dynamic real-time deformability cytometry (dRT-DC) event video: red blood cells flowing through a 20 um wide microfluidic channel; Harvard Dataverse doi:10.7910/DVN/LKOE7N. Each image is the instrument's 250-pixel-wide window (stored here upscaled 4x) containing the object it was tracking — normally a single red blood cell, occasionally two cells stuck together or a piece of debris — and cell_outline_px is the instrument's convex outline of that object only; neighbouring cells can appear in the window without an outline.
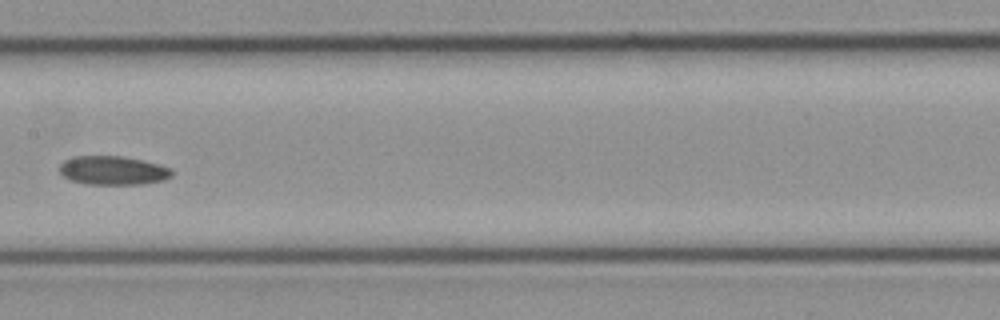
{"species": "common noctule bat (a hibernating species)", "species_latin": "Nyctalus noctula", "temperature_condition": "cold", "stored_images_in_passage": 26, "camera_frame_rate_fps": 3000, "um_per_image_px": 0.085, "animal": {"sex": "female", "body_mass_g": 21.9}, "frame": {"image": 1, "passage_image": 12, "time_ms": 3.667, "image_size_px": [1000, 320], "cell_outline_px": [[172, 176], [164, 180], [140, 184], [84, 184], [72, 180], [64, 176], [60, 172], [60, 164], [64, 160], [72, 156], [120, 156], [140, 160], [172, 168]], "centroid_in_image_um": [9.58, 14.49], "position_along_channel_um": 197.8, "area_um2": 18.73}}
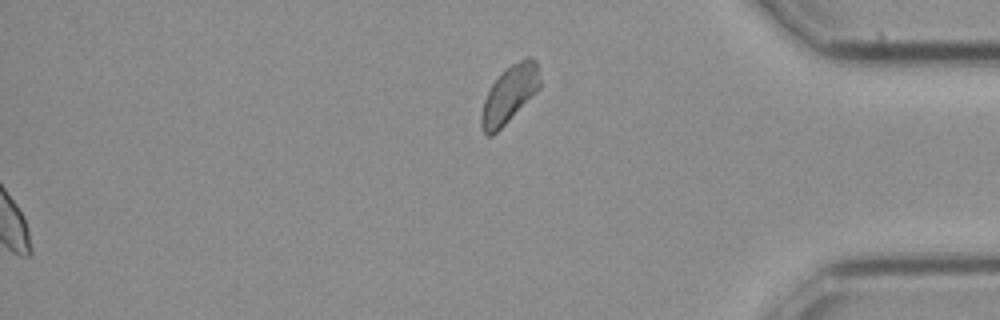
{"frame": {"image": 2, "passage_image": 26, "time_ms": 8.333, "image_size_px": [1000, 320], "cell_outline_px": [[540, 88], [492, 136], [488, 136], [480, 128], [480, 116], [484, 100], [492, 84], [512, 64], [528, 56], [532, 56], [536, 60], [540, 80]], "centroid_in_image_um": [43.3, 8.02], "position_along_channel_um": 391.9, "area_um2": 19.02}}